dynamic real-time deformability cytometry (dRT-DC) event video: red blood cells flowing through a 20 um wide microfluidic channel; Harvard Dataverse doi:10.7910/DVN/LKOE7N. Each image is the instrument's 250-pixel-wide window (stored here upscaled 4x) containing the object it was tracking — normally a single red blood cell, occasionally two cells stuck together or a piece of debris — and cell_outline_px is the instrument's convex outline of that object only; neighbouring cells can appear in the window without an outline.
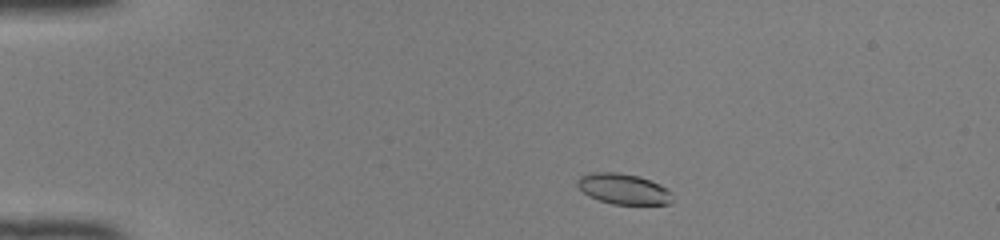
{"species": "common noctule bat (a hibernating species)", "species_latin": "Nyctalus noctula", "temperature_condition": "room temperature", "stored_images_in_passage": 42, "camera_frame_rate_fps": 3000, "um_per_image_px": 0.085, "animal": {"sex": "female", "body_mass_g": 22.0, "forearm_length_mm": 56.7}, "frame": {"image": 1, "passage_image": 2, "time_ms": 0.333, "image_size_px": [1000, 240], "cell_outline_px": [[672, 200], [668, 204], [612, 204], [588, 196], [576, 184], [576, 180], [580, 176], [588, 172], [616, 172], [640, 176], [660, 184], [668, 188], [672, 192]], "centroid_in_image_um": [52.99, 16.04], "position_along_channel_um": 32.0, "area_um2": 17.11}}
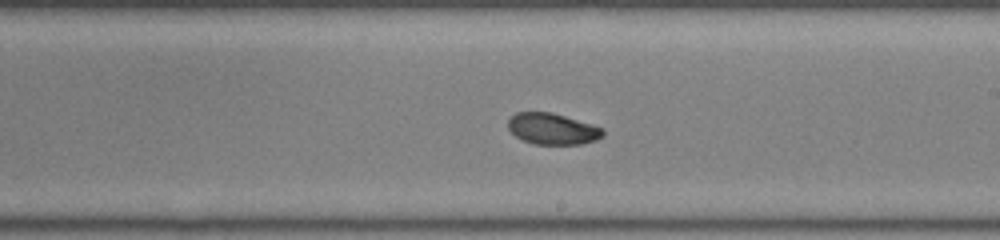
{"frame": {"image": 2, "passage_image": 22, "time_ms": 7.0, "image_size_px": [1000, 240], "cell_outline_px": [[604, 136], [596, 140], [580, 144], [532, 144], [516, 136], [508, 128], [508, 120], [516, 112], [552, 112], [592, 124], [604, 128]], "centroid_in_image_um": [46.98, 10.95], "position_along_channel_um": 242.0, "area_um2": 17.28}}
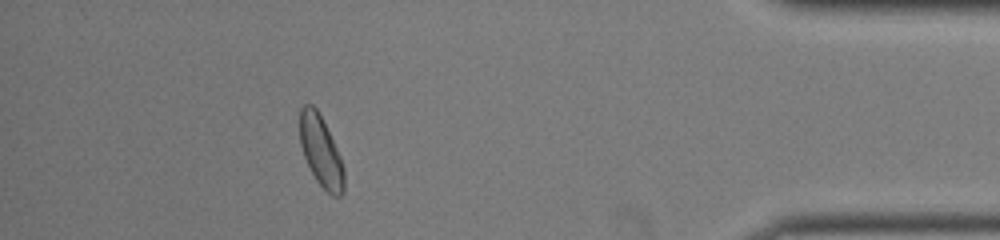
{"frame": {"image": 3, "passage_image": 37, "time_ms": 12.0, "image_size_px": [1000, 240], "cell_outline_px": [[344, 192], [340, 196], [332, 196], [316, 180], [304, 156], [300, 144], [300, 108], [304, 104], [312, 104], [316, 108], [340, 156], [344, 168]], "centroid_in_image_um": [27.27, 12.87], "position_along_channel_um": 407.9, "area_um2": 17.86}, "authors_computed_cell_mechanics": {"area_um2": 17.7735, "velocity_mm_per_s": 4.1259, "shape_relaxation_time_tau1_ms": 4.547, "shape_relaxation_time_tau2_ms": 2.0354, "deformation_change_tau1": 0.1298, "deformation_change_tau2": 0.0438}}